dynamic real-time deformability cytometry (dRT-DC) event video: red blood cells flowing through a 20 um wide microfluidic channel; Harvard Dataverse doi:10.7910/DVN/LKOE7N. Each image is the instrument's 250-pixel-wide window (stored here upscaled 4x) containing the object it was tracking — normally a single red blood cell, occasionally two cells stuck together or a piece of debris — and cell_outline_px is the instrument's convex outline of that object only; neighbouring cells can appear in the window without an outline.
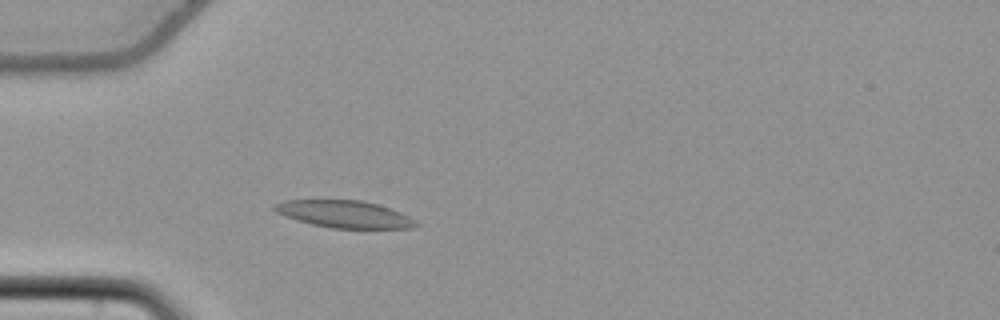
{"species": "common noctule bat (a hibernating species)", "species_latin": "Nyctalus noctula", "temperature_condition": "cold", "stored_images_in_passage": 52, "camera_frame_rate_fps": 3000, "um_per_image_px": 0.085, "animal": {"sex": "female", "body_mass_g": 22.7, "forearm_length_mm": 54.2}, "frame": {"image": 1, "passage_image": 14, "time_ms": 4.333, "image_size_px": [1000, 320], "cell_outline_px": [[420, 224], [412, 228], [332, 228], [312, 224], [296, 220], [276, 212], [272, 208], [272, 204], [288, 200], [360, 200], [376, 204], [400, 212], [416, 220]], "centroid_in_image_um": [29.26, 18.2], "position_along_channel_um": 55.7, "area_um2": 22.25}}
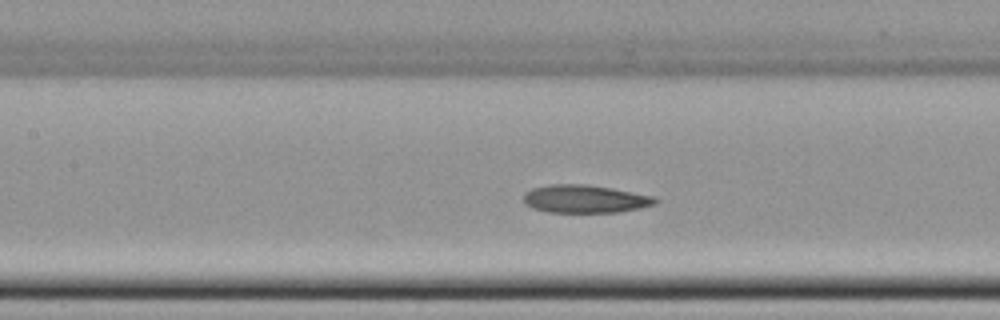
{"frame": {"image": 2, "passage_image": 23, "time_ms": 7.333, "image_size_px": [1000, 320], "cell_outline_px": [[660, 200], [656, 204], [640, 208], [620, 212], [548, 212], [532, 208], [524, 200], [524, 192], [532, 188], [548, 184], [584, 184], [608, 188], [652, 196]], "centroid_in_image_um": [49.71, 16.91], "position_along_channel_um": 157.7, "area_um2": 21.27}}
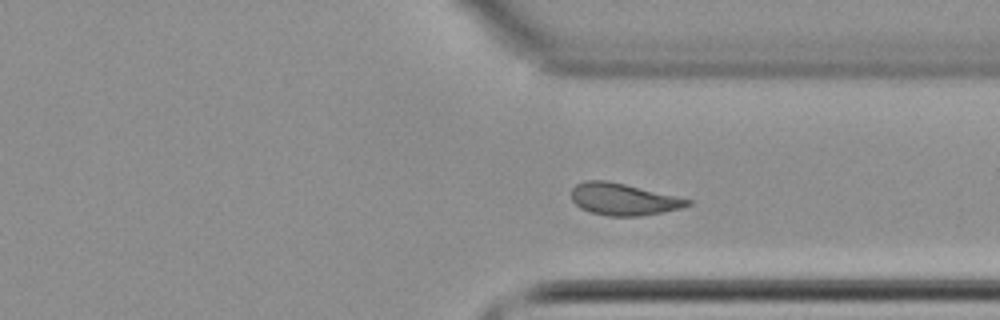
{"frame": {"image": 3, "passage_image": 39, "time_ms": 12.667, "image_size_px": [1000, 320], "cell_outline_px": [[692, 204], [680, 208], [664, 212], [640, 216], [608, 216], [588, 212], [580, 208], [572, 200], [572, 188], [576, 184], [584, 180], [608, 180], [676, 196], [692, 200]], "centroid_in_image_um": [52.96, 16.94], "position_along_channel_um": 358.4, "area_um2": 21.68}, "authors_computed_cell_mechanics": {"area_um2": 22.0796, "velocity_mm_per_s": 3.7489, "shape_relaxation_time_tau1_ms": null, "shape_relaxation_time_tau2_ms": 6.1604, "deformation_change_tau1": null, "deformation_change_tau2": 0.1124}}